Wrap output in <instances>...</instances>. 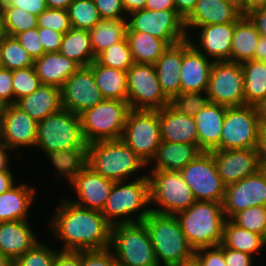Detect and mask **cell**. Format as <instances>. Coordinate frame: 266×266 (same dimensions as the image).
Returning a JSON list of instances; mask_svg holds the SVG:
<instances>
[{
  "label": "cell",
  "mask_w": 266,
  "mask_h": 266,
  "mask_svg": "<svg viewBox=\"0 0 266 266\" xmlns=\"http://www.w3.org/2000/svg\"><path fill=\"white\" fill-rule=\"evenodd\" d=\"M55 215L47 223L54 238L62 241L63 251L101 250L110 246L112 225L101 211L59 201Z\"/></svg>",
  "instance_id": "obj_1"
},
{
  "label": "cell",
  "mask_w": 266,
  "mask_h": 266,
  "mask_svg": "<svg viewBox=\"0 0 266 266\" xmlns=\"http://www.w3.org/2000/svg\"><path fill=\"white\" fill-rule=\"evenodd\" d=\"M35 147L48 156L57 175L68 165L84 162L88 143L80 115L62 108L38 122Z\"/></svg>",
  "instance_id": "obj_2"
},
{
  "label": "cell",
  "mask_w": 266,
  "mask_h": 266,
  "mask_svg": "<svg viewBox=\"0 0 266 266\" xmlns=\"http://www.w3.org/2000/svg\"><path fill=\"white\" fill-rule=\"evenodd\" d=\"M142 222L149 232L159 266H181L194 261L195 249L187 241L176 215L151 211Z\"/></svg>",
  "instance_id": "obj_3"
},
{
  "label": "cell",
  "mask_w": 266,
  "mask_h": 266,
  "mask_svg": "<svg viewBox=\"0 0 266 266\" xmlns=\"http://www.w3.org/2000/svg\"><path fill=\"white\" fill-rule=\"evenodd\" d=\"M134 178L115 182L111 189L101 213L112 226L142 222L151 212L148 176Z\"/></svg>",
  "instance_id": "obj_4"
},
{
  "label": "cell",
  "mask_w": 266,
  "mask_h": 266,
  "mask_svg": "<svg viewBox=\"0 0 266 266\" xmlns=\"http://www.w3.org/2000/svg\"><path fill=\"white\" fill-rule=\"evenodd\" d=\"M84 162L114 182L125 181L148 165L122 139L88 144Z\"/></svg>",
  "instance_id": "obj_5"
},
{
  "label": "cell",
  "mask_w": 266,
  "mask_h": 266,
  "mask_svg": "<svg viewBox=\"0 0 266 266\" xmlns=\"http://www.w3.org/2000/svg\"><path fill=\"white\" fill-rule=\"evenodd\" d=\"M189 244L195 249L219 246L223 240L226 216L221 202L196 201L176 214Z\"/></svg>",
  "instance_id": "obj_6"
},
{
  "label": "cell",
  "mask_w": 266,
  "mask_h": 266,
  "mask_svg": "<svg viewBox=\"0 0 266 266\" xmlns=\"http://www.w3.org/2000/svg\"><path fill=\"white\" fill-rule=\"evenodd\" d=\"M109 248L118 266H159L143 222L113 225Z\"/></svg>",
  "instance_id": "obj_7"
},
{
  "label": "cell",
  "mask_w": 266,
  "mask_h": 266,
  "mask_svg": "<svg viewBox=\"0 0 266 266\" xmlns=\"http://www.w3.org/2000/svg\"><path fill=\"white\" fill-rule=\"evenodd\" d=\"M150 170L151 173H147L150 204H155L151 211L176 215L196 202L191 188L185 183L180 171Z\"/></svg>",
  "instance_id": "obj_8"
},
{
  "label": "cell",
  "mask_w": 266,
  "mask_h": 266,
  "mask_svg": "<svg viewBox=\"0 0 266 266\" xmlns=\"http://www.w3.org/2000/svg\"><path fill=\"white\" fill-rule=\"evenodd\" d=\"M129 111L128 102L108 99L85 110L80 119L86 142L121 139Z\"/></svg>",
  "instance_id": "obj_9"
},
{
  "label": "cell",
  "mask_w": 266,
  "mask_h": 266,
  "mask_svg": "<svg viewBox=\"0 0 266 266\" xmlns=\"http://www.w3.org/2000/svg\"><path fill=\"white\" fill-rule=\"evenodd\" d=\"M121 139L149 164L161 144L159 110L130 109Z\"/></svg>",
  "instance_id": "obj_10"
},
{
  "label": "cell",
  "mask_w": 266,
  "mask_h": 266,
  "mask_svg": "<svg viewBox=\"0 0 266 266\" xmlns=\"http://www.w3.org/2000/svg\"><path fill=\"white\" fill-rule=\"evenodd\" d=\"M58 175L61 179L65 177L64 180L67 179L73 190H76L79 200L70 201L80 207L97 211H102L115 183L96 173L85 162L68 165Z\"/></svg>",
  "instance_id": "obj_11"
},
{
  "label": "cell",
  "mask_w": 266,
  "mask_h": 266,
  "mask_svg": "<svg viewBox=\"0 0 266 266\" xmlns=\"http://www.w3.org/2000/svg\"><path fill=\"white\" fill-rule=\"evenodd\" d=\"M261 122L255 106L227 107L220 150L257 148Z\"/></svg>",
  "instance_id": "obj_12"
},
{
  "label": "cell",
  "mask_w": 266,
  "mask_h": 266,
  "mask_svg": "<svg viewBox=\"0 0 266 266\" xmlns=\"http://www.w3.org/2000/svg\"><path fill=\"white\" fill-rule=\"evenodd\" d=\"M140 31L164 40L169 46L188 39L184 18L176 10L142 9L127 15V30Z\"/></svg>",
  "instance_id": "obj_13"
},
{
  "label": "cell",
  "mask_w": 266,
  "mask_h": 266,
  "mask_svg": "<svg viewBox=\"0 0 266 266\" xmlns=\"http://www.w3.org/2000/svg\"><path fill=\"white\" fill-rule=\"evenodd\" d=\"M202 99L227 107L245 105L241 63L213 62L207 91Z\"/></svg>",
  "instance_id": "obj_14"
},
{
  "label": "cell",
  "mask_w": 266,
  "mask_h": 266,
  "mask_svg": "<svg viewBox=\"0 0 266 266\" xmlns=\"http://www.w3.org/2000/svg\"><path fill=\"white\" fill-rule=\"evenodd\" d=\"M126 73L130 109L159 110L172 103L161 89L154 64L134 63Z\"/></svg>",
  "instance_id": "obj_15"
},
{
  "label": "cell",
  "mask_w": 266,
  "mask_h": 266,
  "mask_svg": "<svg viewBox=\"0 0 266 266\" xmlns=\"http://www.w3.org/2000/svg\"><path fill=\"white\" fill-rule=\"evenodd\" d=\"M180 173L185 183L191 188L196 201L222 203L226 186L218 174L213 155L210 152H202Z\"/></svg>",
  "instance_id": "obj_16"
},
{
  "label": "cell",
  "mask_w": 266,
  "mask_h": 266,
  "mask_svg": "<svg viewBox=\"0 0 266 266\" xmlns=\"http://www.w3.org/2000/svg\"><path fill=\"white\" fill-rule=\"evenodd\" d=\"M213 60L198 52L188 39L183 41L180 70L181 102L203 98L208 87Z\"/></svg>",
  "instance_id": "obj_17"
},
{
  "label": "cell",
  "mask_w": 266,
  "mask_h": 266,
  "mask_svg": "<svg viewBox=\"0 0 266 266\" xmlns=\"http://www.w3.org/2000/svg\"><path fill=\"white\" fill-rule=\"evenodd\" d=\"M192 112L197 134L198 146L203 152L220 150L223 121L227 106L211 103L202 98L183 102Z\"/></svg>",
  "instance_id": "obj_18"
},
{
  "label": "cell",
  "mask_w": 266,
  "mask_h": 266,
  "mask_svg": "<svg viewBox=\"0 0 266 266\" xmlns=\"http://www.w3.org/2000/svg\"><path fill=\"white\" fill-rule=\"evenodd\" d=\"M90 66L78 68L61 87V106L80 115L103 101Z\"/></svg>",
  "instance_id": "obj_19"
},
{
  "label": "cell",
  "mask_w": 266,
  "mask_h": 266,
  "mask_svg": "<svg viewBox=\"0 0 266 266\" xmlns=\"http://www.w3.org/2000/svg\"><path fill=\"white\" fill-rule=\"evenodd\" d=\"M221 204L226 219L253 206L266 207V178L262 172L259 170L239 182L226 186Z\"/></svg>",
  "instance_id": "obj_20"
},
{
  "label": "cell",
  "mask_w": 266,
  "mask_h": 266,
  "mask_svg": "<svg viewBox=\"0 0 266 266\" xmlns=\"http://www.w3.org/2000/svg\"><path fill=\"white\" fill-rule=\"evenodd\" d=\"M37 129L38 122L16 104L6 105L0 122V141L12 152L20 147L35 148Z\"/></svg>",
  "instance_id": "obj_21"
},
{
  "label": "cell",
  "mask_w": 266,
  "mask_h": 266,
  "mask_svg": "<svg viewBox=\"0 0 266 266\" xmlns=\"http://www.w3.org/2000/svg\"><path fill=\"white\" fill-rule=\"evenodd\" d=\"M161 141L198 145L196 123L183 102L170 103L159 109Z\"/></svg>",
  "instance_id": "obj_22"
},
{
  "label": "cell",
  "mask_w": 266,
  "mask_h": 266,
  "mask_svg": "<svg viewBox=\"0 0 266 266\" xmlns=\"http://www.w3.org/2000/svg\"><path fill=\"white\" fill-rule=\"evenodd\" d=\"M214 162L225 186L239 182L260 170L256 148L235 150H213Z\"/></svg>",
  "instance_id": "obj_23"
},
{
  "label": "cell",
  "mask_w": 266,
  "mask_h": 266,
  "mask_svg": "<svg viewBox=\"0 0 266 266\" xmlns=\"http://www.w3.org/2000/svg\"><path fill=\"white\" fill-rule=\"evenodd\" d=\"M243 16L240 5L232 0H198L184 19L187 35L200 26L236 23Z\"/></svg>",
  "instance_id": "obj_24"
},
{
  "label": "cell",
  "mask_w": 266,
  "mask_h": 266,
  "mask_svg": "<svg viewBox=\"0 0 266 266\" xmlns=\"http://www.w3.org/2000/svg\"><path fill=\"white\" fill-rule=\"evenodd\" d=\"M195 30H200L198 40H194L191 35L188 40L198 52L213 59V62H230L234 23L200 26Z\"/></svg>",
  "instance_id": "obj_25"
},
{
  "label": "cell",
  "mask_w": 266,
  "mask_h": 266,
  "mask_svg": "<svg viewBox=\"0 0 266 266\" xmlns=\"http://www.w3.org/2000/svg\"><path fill=\"white\" fill-rule=\"evenodd\" d=\"M183 61V41L169 46L154 64L164 95L172 102H181L180 70Z\"/></svg>",
  "instance_id": "obj_26"
},
{
  "label": "cell",
  "mask_w": 266,
  "mask_h": 266,
  "mask_svg": "<svg viewBox=\"0 0 266 266\" xmlns=\"http://www.w3.org/2000/svg\"><path fill=\"white\" fill-rule=\"evenodd\" d=\"M33 231L28 220L0 222V251L14 261L39 241Z\"/></svg>",
  "instance_id": "obj_27"
},
{
  "label": "cell",
  "mask_w": 266,
  "mask_h": 266,
  "mask_svg": "<svg viewBox=\"0 0 266 266\" xmlns=\"http://www.w3.org/2000/svg\"><path fill=\"white\" fill-rule=\"evenodd\" d=\"M202 152L198 145L161 141L155 156L147 167L151 165L152 169L181 171Z\"/></svg>",
  "instance_id": "obj_28"
},
{
  "label": "cell",
  "mask_w": 266,
  "mask_h": 266,
  "mask_svg": "<svg viewBox=\"0 0 266 266\" xmlns=\"http://www.w3.org/2000/svg\"><path fill=\"white\" fill-rule=\"evenodd\" d=\"M15 104L36 122H40L62 109L61 88L42 84L32 94L21 97Z\"/></svg>",
  "instance_id": "obj_29"
},
{
  "label": "cell",
  "mask_w": 266,
  "mask_h": 266,
  "mask_svg": "<svg viewBox=\"0 0 266 266\" xmlns=\"http://www.w3.org/2000/svg\"><path fill=\"white\" fill-rule=\"evenodd\" d=\"M33 67L42 84L61 88L81 66L59 52H52L34 60Z\"/></svg>",
  "instance_id": "obj_30"
},
{
  "label": "cell",
  "mask_w": 266,
  "mask_h": 266,
  "mask_svg": "<svg viewBox=\"0 0 266 266\" xmlns=\"http://www.w3.org/2000/svg\"><path fill=\"white\" fill-rule=\"evenodd\" d=\"M25 182L12 186L0 194V222L29 220L36 189Z\"/></svg>",
  "instance_id": "obj_31"
},
{
  "label": "cell",
  "mask_w": 266,
  "mask_h": 266,
  "mask_svg": "<svg viewBox=\"0 0 266 266\" xmlns=\"http://www.w3.org/2000/svg\"><path fill=\"white\" fill-rule=\"evenodd\" d=\"M260 33L250 19L243 15L234 23L230 62L242 63L254 60Z\"/></svg>",
  "instance_id": "obj_32"
},
{
  "label": "cell",
  "mask_w": 266,
  "mask_h": 266,
  "mask_svg": "<svg viewBox=\"0 0 266 266\" xmlns=\"http://www.w3.org/2000/svg\"><path fill=\"white\" fill-rule=\"evenodd\" d=\"M89 66L104 99L128 102L126 71L102 66L96 60Z\"/></svg>",
  "instance_id": "obj_33"
},
{
  "label": "cell",
  "mask_w": 266,
  "mask_h": 266,
  "mask_svg": "<svg viewBox=\"0 0 266 266\" xmlns=\"http://www.w3.org/2000/svg\"><path fill=\"white\" fill-rule=\"evenodd\" d=\"M126 39L135 63L155 64L169 45L149 33L126 31Z\"/></svg>",
  "instance_id": "obj_34"
},
{
  "label": "cell",
  "mask_w": 266,
  "mask_h": 266,
  "mask_svg": "<svg viewBox=\"0 0 266 266\" xmlns=\"http://www.w3.org/2000/svg\"><path fill=\"white\" fill-rule=\"evenodd\" d=\"M59 53L74 60L80 66H89L95 60L89 30L71 27L63 34Z\"/></svg>",
  "instance_id": "obj_35"
},
{
  "label": "cell",
  "mask_w": 266,
  "mask_h": 266,
  "mask_svg": "<svg viewBox=\"0 0 266 266\" xmlns=\"http://www.w3.org/2000/svg\"><path fill=\"white\" fill-rule=\"evenodd\" d=\"M127 19H101L89 30L95 58L113 44L126 38Z\"/></svg>",
  "instance_id": "obj_36"
},
{
  "label": "cell",
  "mask_w": 266,
  "mask_h": 266,
  "mask_svg": "<svg viewBox=\"0 0 266 266\" xmlns=\"http://www.w3.org/2000/svg\"><path fill=\"white\" fill-rule=\"evenodd\" d=\"M222 244L227 248H232L251 256L257 255L262 248H266V242L262 235L241 228L230 219H227L224 224Z\"/></svg>",
  "instance_id": "obj_37"
},
{
  "label": "cell",
  "mask_w": 266,
  "mask_h": 266,
  "mask_svg": "<svg viewBox=\"0 0 266 266\" xmlns=\"http://www.w3.org/2000/svg\"><path fill=\"white\" fill-rule=\"evenodd\" d=\"M244 73L245 105L255 106L266 97V62L248 60L241 63Z\"/></svg>",
  "instance_id": "obj_38"
},
{
  "label": "cell",
  "mask_w": 266,
  "mask_h": 266,
  "mask_svg": "<svg viewBox=\"0 0 266 266\" xmlns=\"http://www.w3.org/2000/svg\"><path fill=\"white\" fill-rule=\"evenodd\" d=\"M5 33L8 36L15 35L38 27V16L21 8L10 5H0Z\"/></svg>",
  "instance_id": "obj_39"
},
{
  "label": "cell",
  "mask_w": 266,
  "mask_h": 266,
  "mask_svg": "<svg viewBox=\"0 0 266 266\" xmlns=\"http://www.w3.org/2000/svg\"><path fill=\"white\" fill-rule=\"evenodd\" d=\"M0 63L9 70L33 66L34 61L15 37L6 35L0 41Z\"/></svg>",
  "instance_id": "obj_40"
},
{
  "label": "cell",
  "mask_w": 266,
  "mask_h": 266,
  "mask_svg": "<svg viewBox=\"0 0 266 266\" xmlns=\"http://www.w3.org/2000/svg\"><path fill=\"white\" fill-rule=\"evenodd\" d=\"M71 27L91 30L101 17L94 0H74L67 8Z\"/></svg>",
  "instance_id": "obj_41"
},
{
  "label": "cell",
  "mask_w": 266,
  "mask_h": 266,
  "mask_svg": "<svg viewBox=\"0 0 266 266\" xmlns=\"http://www.w3.org/2000/svg\"><path fill=\"white\" fill-rule=\"evenodd\" d=\"M96 61L105 67L128 71L135 63L127 39L113 44L96 57Z\"/></svg>",
  "instance_id": "obj_42"
},
{
  "label": "cell",
  "mask_w": 266,
  "mask_h": 266,
  "mask_svg": "<svg viewBox=\"0 0 266 266\" xmlns=\"http://www.w3.org/2000/svg\"><path fill=\"white\" fill-rule=\"evenodd\" d=\"M230 220L237 226L255 232L265 238L266 207L253 206L234 214Z\"/></svg>",
  "instance_id": "obj_43"
},
{
  "label": "cell",
  "mask_w": 266,
  "mask_h": 266,
  "mask_svg": "<svg viewBox=\"0 0 266 266\" xmlns=\"http://www.w3.org/2000/svg\"><path fill=\"white\" fill-rule=\"evenodd\" d=\"M58 249L38 241L31 249L13 261V266H53Z\"/></svg>",
  "instance_id": "obj_44"
},
{
  "label": "cell",
  "mask_w": 266,
  "mask_h": 266,
  "mask_svg": "<svg viewBox=\"0 0 266 266\" xmlns=\"http://www.w3.org/2000/svg\"><path fill=\"white\" fill-rule=\"evenodd\" d=\"M13 72L14 104L21 97L32 94L42 83L33 66L15 69Z\"/></svg>",
  "instance_id": "obj_45"
},
{
  "label": "cell",
  "mask_w": 266,
  "mask_h": 266,
  "mask_svg": "<svg viewBox=\"0 0 266 266\" xmlns=\"http://www.w3.org/2000/svg\"><path fill=\"white\" fill-rule=\"evenodd\" d=\"M38 27L66 33L71 28L67 10L47 8L38 16Z\"/></svg>",
  "instance_id": "obj_46"
},
{
  "label": "cell",
  "mask_w": 266,
  "mask_h": 266,
  "mask_svg": "<svg viewBox=\"0 0 266 266\" xmlns=\"http://www.w3.org/2000/svg\"><path fill=\"white\" fill-rule=\"evenodd\" d=\"M194 261L198 266H226L224 245L203 247L195 250Z\"/></svg>",
  "instance_id": "obj_47"
},
{
  "label": "cell",
  "mask_w": 266,
  "mask_h": 266,
  "mask_svg": "<svg viewBox=\"0 0 266 266\" xmlns=\"http://www.w3.org/2000/svg\"><path fill=\"white\" fill-rule=\"evenodd\" d=\"M21 46L28 52L32 60L41 57L45 51L38 33V27L28 29L14 36Z\"/></svg>",
  "instance_id": "obj_48"
},
{
  "label": "cell",
  "mask_w": 266,
  "mask_h": 266,
  "mask_svg": "<svg viewBox=\"0 0 266 266\" xmlns=\"http://www.w3.org/2000/svg\"><path fill=\"white\" fill-rule=\"evenodd\" d=\"M82 266H118L111 249L81 250Z\"/></svg>",
  "instance_id": "obj_49"
},
{
  "label": "cell",
  "mask_w": 266,
  "mask_h": 266,
  "mask_svg": "<svg viewBox=\"0 0 266 266\" xmlns=\"http://www.w3.org/2000/svg\"><path fill=\"white\" fill-rule=\"evenodd\" d=\"M94 3L101 19H127L121 0H94Z\"/></svg>",
  "instance_id": "obj_50"
},
{
  "label": "cell",
  "mask_w": 266,
  "mask_h": 266,
  "mask_svg": "<svg viewBox=\"0 0 266 266\" xmlns=\"http://www.w3.org/2000/svg\"><path fill=\"white\" fill-rule=\"evenodd\" d=\"M38 33L45 53L59 52L63 33L41 27H38Z\"/></svg>",
  "instance_id": "obj_51"
},
{
  "label": "cell",
  "mask_w": 266,
  "mask_h": 266,
  "mask_svg": "<svg viewBox=\"0 0 266 266\" xmlns=\"http://www.w3.org/2000/svg\"><path fill=\"white\" fill-rule=\"evenodd\" d=\"M0 100L6 104H14L13 72L0 68Z\"/></svg>",
  "instance_id": "obj_52"
},
{
  "label": "cell",
  "mask_w": 266,
  "mask_h": 266,
  "mask_svg": "<svg viewBox=\"0 0 266 266\" xmlns=\"http://www.w3.org/2000/svg\"><path fill=\"white\" fill-rule=\"evenodd\" d=\"M0 5L21 8L36 16L47 9L46 0H0Z\"/></svg>",
  "instance_id": "obj_53"
},
{
  "label": "cell",
  "mask_w": 266,
  "mask_h": 266,
  "mask_svg": "<svg viewBox=\"0 0 266 266\" xmlns=\"http://www.w3.org/2000/svg\"><path fill=\"white\" fill-rule=\"evenodd\" d=\"M224 260L226 266H253V256L224 246Z\"/></svg>",
  "instance_id": "obj_54"
},
{
  "label": "cell",
  "mask_w": 266,
  "mask_h": 266,
  "mask_svg": "<svg viewBox=\"0 0 266 266\" xmlns=\"http://www.w3.org/2000/svg\"><path fill=\"white\" fill-rule=\"evenodd\" d=\"M53 266H82L81 251H58Z\"/></svg>",
  "instance_id": "obj_55"
},
{
  "label": "cell",
  "mask_w": 266,
  "mask_h": 266,
  "mask_svg": "<svg viewBox=\"0 0 266 266\" xmlns=\"http://www.w3.org/2000/svg\"><path fill=\"white\" fill-rule=\"evenodd\" d=\"M246 16L255 25L260 35L266 37V7L254 9L247 13Z\"/></svg>",
  "instance_id": "obj_56"
},
{
  "label": "cell",
  "mask_w": 266,
  "mask_h": 266,
  "mask_svg": "<svg viewBox=\"0 0 266 266\" xmlns=\"http://www.w3.org/2000/svg\"><path fill=\"white\" fill-rule=\"evenodd\" d=\"M145 9L152 11L176 10L175 0H147Z\"/></svg>",
  "instance_id": "obj_57"
},
{
  "label": "cell",
  "mask_w": 266,
  "mask_h": 266,
  "mask_svg": "<svg viewBox=\"0 0 266 266\" xmlns=\"http://www.w3.org/2000/svg\"><path fill=\"white\" fill-rule=\"evenodd\" d=\"M198 0H175L176 11L185 19L195 8Z\"/></svg>",
  "instance_id": "obj_58"
},
{
  "label": "cell",
  "mask_w": 266,
  "mask_h": 266,
  "mask_svg": "<svg viewBox=\"0 0 266 266\" xmlns=\"http://www.w3.org/2000/svg\"><path fill=\"white\" fill-rule=\"evenodd\" d=\"M14 174L12 171L4 170L0 171V194L8 191L12 186L15 185Z\"/></svg>",
  "instance_id": "obj_59"
},
{
  "label": "cell",
  "mask_w": 266,
  "mask_h": 266,
  "mask_svg": "<svg viewBox=\"0 0 266 266\" xmlns=\"http://www.w3.org/2000/svg\"><path fill=\"white\" fill-rule=\"evenodd\" d=\"M126 15L145 9L147 0H121Z\"/></svg>",
  "instance_id": "obj_60"
},
{
  "label": "cell",
  "mask_w": 266,
  "mask_h": 266,
  "mask_svg": "<svg viewBox=\"0 0 266 266\" xmlns=\"http://www.w3.org/2000/svg\"><path fill=\"white\" fill-rule=\"evenodd\" d=\"M239 5L242 14L246 15L254 9L266 7V0H243Z\"/></svg>",
  "instance_id": "obj_61"
},
{
  "label": "cell",
  "mask_w": 266,
  "mask_h": 266,
  "mask_svg": "<svg viewBox=\"0 0 266 266\" xmlns=\"http://www.w3.org/2000/svg\"><path fill=\"white\" fill-rule=\"evenodd\" d=\"M7 151H12L3 142L0 141V171L9 170L10 156Z\"/></svg>",
  "instance_id": "obj_62"
},
{
  "label": "cell",
  "mask_w": 266,
  "mask_h": 266,
  "mask_svg": "<svg viewBox=\"0 0 266 266\" xmlns=\"http://www.w3.org/2000/svg\"><path fill=\"white\" fill-rule=\"evenodd\" d=\"M254 60L266 62V37L260 36L256 50Z\"/></svg>",
  "instance_id": "obj_63"
},
{
  "label": "cell",
  "mask_w": 266,
  "mask_h": 266,
  "mask_svg": "<svg viewBox=\"0 0 266 266\" xmlns=\"http://www.w3.org/2000/svg\"><path fill=\"white\" fill-rule=\"evenodd\" d=\"M257 153L260 161H266V135L261 131L259 133V139L257 144Z\"/></svg>",
  "instance_id": "obj_64"
},
{
  "label": "cell",
  "mask_w": 266,
  "mask_h": 266,
  "mask_svg": "<svg viewBox=\"0 0 266 266\" xmlns=\"http://www.w3.org/2000/svg\"><path fill=\"white\" fill-rule=\"evenodd\" d=\"M74 0H46L47 8L49 9H64L67 10L69 5Z\"/></svg>",
  "instance_id": "obj_65"
},
{
  "label": "cell",
  "mask_w": 266,
  "mask_h": 266,
  "mask_svg": "<svg viewBox=\"0 0 266 266\" xmlns=\"http://www.w3.org/2000/svg\"><path fill=\"white\" fill-rule=\"evenodd\" d=\"M257 115L259 116L260 122L266 120V97L262 99L258 104L255 105Z\"/></svg>",
  "instance_id": "obj_66"
},
{
  "label": "cell",
  "mask_w": 266,
  "mask_h": 266,
  "mask_svg": "<svg viewBox=\"0 0 266 266\" xmlns=\"http://www.w3.org/2000/svg\"><path fill=\"white\" fill-rule=\"evenodd\" d=\"M0 266H13V261L0 251Z\"/></svg>",
  "instance_id": "obj_67"
},
{
  "label": "cell",
  "mask_w": 266,
  "mask_h": 266,
  "mask_svg": "<svg viewBox=\"0 0 266 266\" xmlns=\"http://www.w3.org/2000/svg\"><path fill=\"white\" fill-rule=\"evenodd\" d=\"M6 36L5 29H4V23L3 18L0 12V41Z\"/></svg>",
  "instance_id": "obj_68"
},
{
  "label": "cell",
  "mask_w": 266,
  "mask_h": 266,
  "mask_svg": "<svg viewBox=\"0 0 266 266\" xmlns=\"http://www.w3.org/2000/svg\"><path fill=\"white\" fill-rule=\"evenodd\" d=\"M260 171L266 178V161H260Z\"/></svg>",
  "instance_id": "obj_69"
},
{
  "label": "cell",
  "mask_w": 266,
  "mask_h": 266,
  "mask_svg": "<svg viewBox=\"0 0 266 266\" xmlns=\"http://www.w3.org/2000/svg\"><path fill=\"white\" fill-rule=\"evenodd\" d=\"M5 107H6V104H4V103L0 100V122H1V119H2V117H3Z\"/></svg>",
  "instance_id": "obj_70"
},
{
  "label": "cell",
  "mask_w": 266,
  "mask_h": 266,
  "mask_svg": "<svg viewBox=\"0 0 266 266\" xmlns=\"http://www.w3.org/2000/svg\"><path fill=\"white\" fill-rule=\"evenodd\" d=\"M260 130L264 135H266V120L261 121Z\"/></svg>",
  "instance_id": "obj_71"
},
{
  "label": "cell",
  "mask_w": 266,
  "mask_h": 266,
  "mask_svg": "<svg viewBox=\"0 0 266 266\" xmlns=\"http://www.w3.org/2000/svg\"><path fill=\"white\" fill-rule=\"evenodd\" d=\"M181 266H198L197 263L195 261L187 263V264H183Z\"/></svg>",
  "instance_id": "obj_72"
},
{
  "label": "cell",
  "mask_w": 266,
  "mask_h": 266,
  "mask_svg": "<svg viewBox=\"0 0 266 266\" xmlns=\"http://www.w3.org/2000/svg\"><path fill=\"white\" fill-rule=\"evenodd\" d=\"M234 2H237L238 4H240L243 0H232Z\"/></svg>",
  "instance_id": "obj_73"
}]
</instances>
